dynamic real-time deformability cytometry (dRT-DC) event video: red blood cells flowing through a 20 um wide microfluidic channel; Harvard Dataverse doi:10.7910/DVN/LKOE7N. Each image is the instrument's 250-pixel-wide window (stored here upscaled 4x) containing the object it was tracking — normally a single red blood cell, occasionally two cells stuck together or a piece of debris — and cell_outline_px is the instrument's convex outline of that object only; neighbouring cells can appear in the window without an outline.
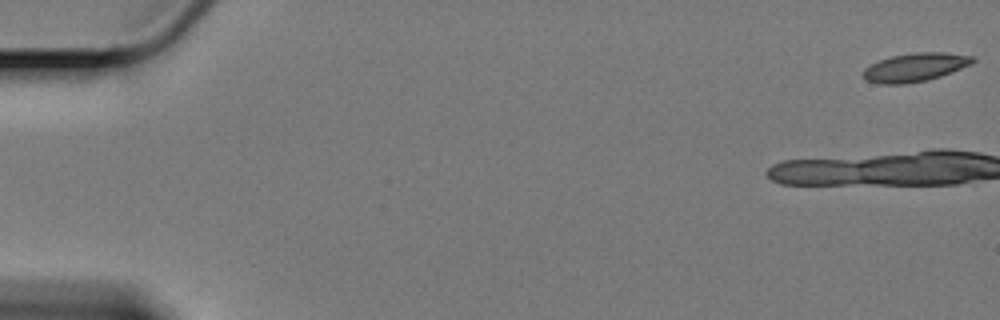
{"species": "Egyptian fruit bat (a non-hibernating species)", "species_latin": "Rousettus aegyptiacus", "temperature_condition": "cold", "stored_images_in_passage": 36, "camera_frame_rate_fps": 3000, "um_per_image_px": 0.085, "animal": {"sex": "female"}, "frame": {"image": 1, "passage_image": 1, "time_ms": 0.0, "image_size_px": [1000, 320], "cell_outline_px": [[976, 60], [972, 64], [940, 76], [928, 80], [904, 84], [876, 84], [864, 80], [864, 68], [880, 60], [892, 56], [916, 52], [944, 52], [972, 56]], "centroid_in_image_um": [77.77, 5.73], "position_along_channel_um": 7.2, "area_um2": 18.15}}
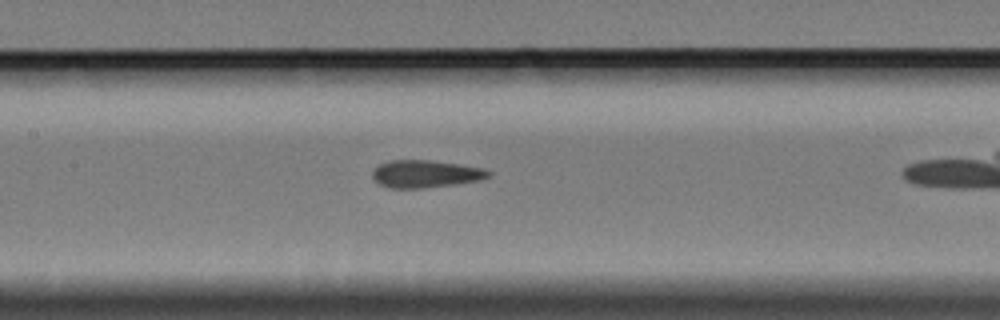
{"frame": {"image": 2, "passage_image": 25, "time_ms": 8.0, "image_size_px": [1000, 320], "cell_outline_px": [[492, 176], [480, 180], [456, 184], [424, 188], [388, 188], [380, 184], [372, 176], [372, 172], [380, 164], [392, 160], [432, 160], [460, 164], [484, 168], [492, 172]], "centroid_in_image_um": [36.22, 14.78], "position_along_channel_um": 171.2, "area_um2": 18.67}}
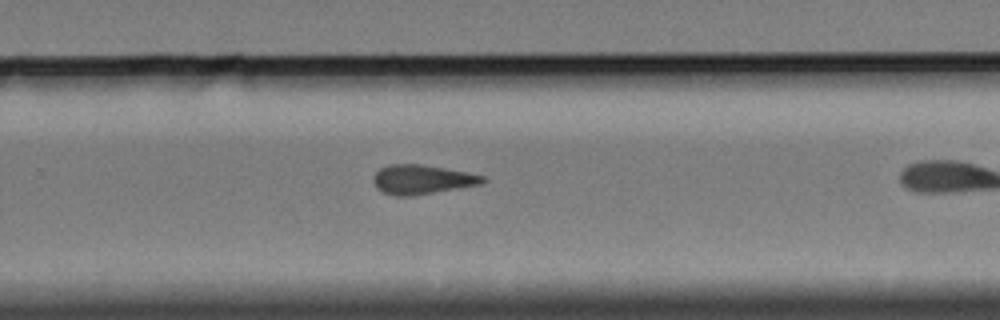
{"frame": {"image": 3, "passage_image": 36, "time_ms": 11.667, "image_size_px": [1000, 320], "cell_outline_px": [[488, 180], [480, 184], [408, 196], [396, 196], [384, 192], [376, 188], [372, 180], [372, 176], [380, 168], [388, 164], [420, 164], [444, 168], [484, 176]], "centroid_in_image_um": [35.81, 15.24], "position_along_channel_um": 294.0, "area_um2": 18.38}}